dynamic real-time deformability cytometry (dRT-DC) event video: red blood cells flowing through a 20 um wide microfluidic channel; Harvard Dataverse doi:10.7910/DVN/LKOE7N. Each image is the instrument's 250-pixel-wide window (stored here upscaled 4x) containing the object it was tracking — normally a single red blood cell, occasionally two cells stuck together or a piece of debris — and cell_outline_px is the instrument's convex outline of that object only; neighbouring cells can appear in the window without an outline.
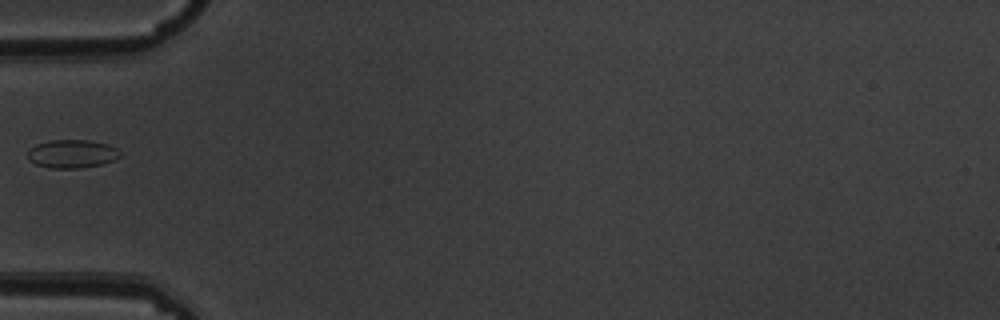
{"species": "common noctule bat (a hibernating species)", "species_latin": "Nyctalus noctula", "temperature_condition": "warm", "stored_images_in_passage": 1, "camera_frame_rate_fps": 3000, "um_per_image_px": 0.085, "animal": {"sex": "male", "body_mass_g": 19.5, "forearm_length_mm": 54.6}, "frame": {"image": 1, "passage_image": 1, "time_ms": 0.0, "image_size_px": [1000, 320], "cell_outline_px": [[120, 156], [116, 160], [104, 164], [80, 168], [48, 168], [36, 164], [28, 160], [28, 148], [36, 144], [48, 140], [88, 140], [108, 144], [116, 148], [120, 152]], "centroid_in_image_um": [6.11, 13.08], "position_along_channel_um": 78.9, "area_um2": 15.49}}